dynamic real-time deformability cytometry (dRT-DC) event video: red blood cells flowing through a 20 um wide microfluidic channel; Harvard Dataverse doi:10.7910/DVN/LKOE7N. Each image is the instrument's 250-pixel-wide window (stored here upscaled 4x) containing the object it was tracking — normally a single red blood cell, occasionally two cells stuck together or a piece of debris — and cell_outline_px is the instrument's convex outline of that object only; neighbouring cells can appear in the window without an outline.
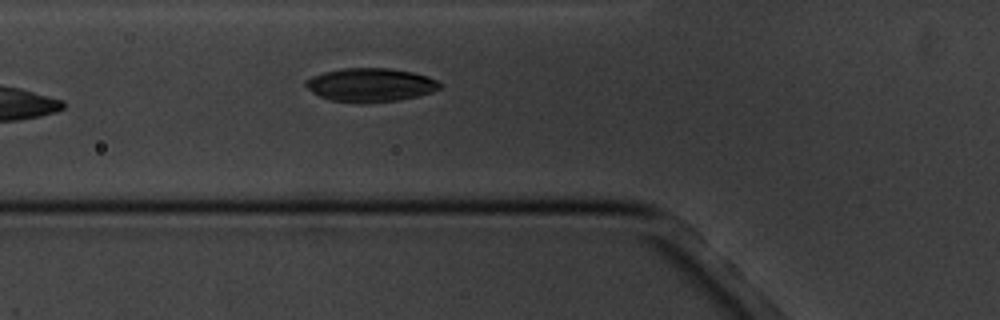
{"species": "common noctule bat (a hibernating species)", "species_latin": "Nyctalus noctula", "temperature_condition": "cold", "stored_images_in_passage": 7, "camera_frame_rate_fps": 3000, "um_per_image_px": 0.085, "animal": {"sex": "male", "body_mass_g": 20.1, "forearm_length_mm": 53.5}, "frame": {"image": 1, "passage_image": 7, "time_ms": 7.0, "image_size_px": [1000, 320], "cell_outline_px": [[440, 88], [432, 92], [416, 96], [396, 100], [332, 100], [320, 96], [312, 92], [304, 84], [304, 80], [312, 76], [324, 72], [340, 68], [388, 68], [412, 72], [428, 76], [436, 80], [440, 84]], "centroid_in_image_um": [31.48, 7.16], "position_along_channel_um": 94.3, "area_um2": 25.32}}